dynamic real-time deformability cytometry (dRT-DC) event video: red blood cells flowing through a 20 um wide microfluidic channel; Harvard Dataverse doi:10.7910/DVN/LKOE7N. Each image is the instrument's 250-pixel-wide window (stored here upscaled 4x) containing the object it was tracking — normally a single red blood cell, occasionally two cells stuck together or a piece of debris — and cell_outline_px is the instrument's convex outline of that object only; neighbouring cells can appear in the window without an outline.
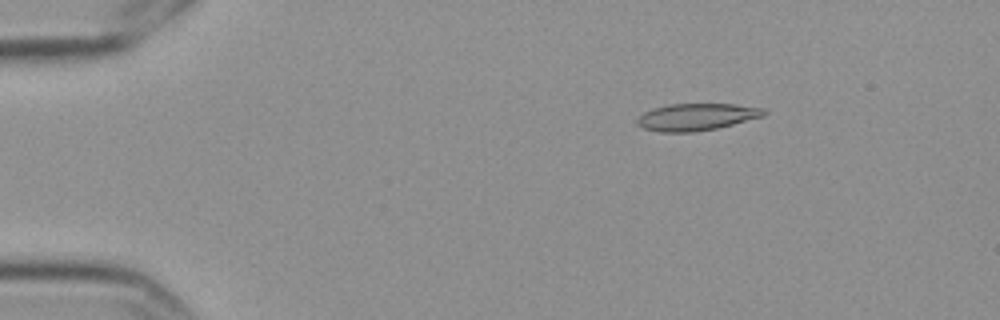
{"species": "Egyptian fruit bat (a non-hibernating species)", "species_latin": "Rousettus aegyptiacus", "temperature_condition": "cold", "stored_images_in_passage": 5, "camera_frame_rate_fps": 3000, "um_per_image_px": 0.085, "frame": {"image": 1, "passage_image": 3, "time_ms": 0.667, "image_size_px": [1000, 320], "cell_outline_px": [[768, 112], [764, 116], [716, 128], [692, 132], [660, 132], [644, 128], [636, 124], [636, 120], [644, 112], [652, 108], [668, 104], [736, 104], [764, 108]], "centroid_in_image_um": [59.2, 9.93], "position_along_channel_um": 25.8, "area_um2": 19.94}}